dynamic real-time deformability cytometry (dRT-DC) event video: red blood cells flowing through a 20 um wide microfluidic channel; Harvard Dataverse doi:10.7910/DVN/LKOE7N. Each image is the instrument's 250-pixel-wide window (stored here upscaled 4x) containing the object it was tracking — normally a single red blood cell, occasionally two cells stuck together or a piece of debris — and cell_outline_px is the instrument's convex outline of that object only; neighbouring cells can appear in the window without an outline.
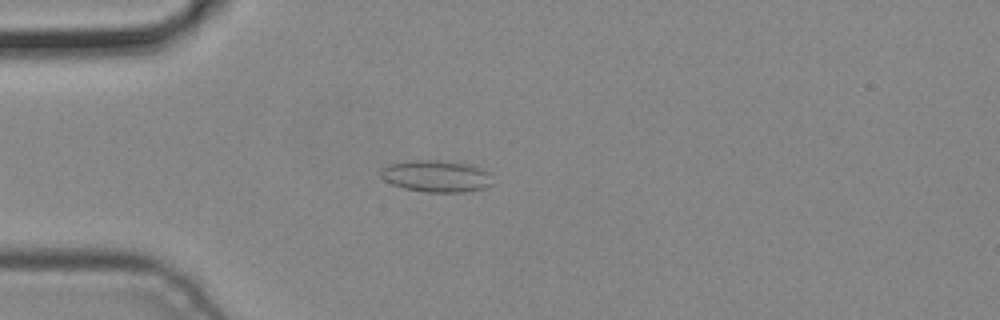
{"species": "common noctule bat (a hibernating species)", "species_latin": "Nyctalus noctula", "temperature_condition": "cold", "stored_images_in_passage": 4, "camera_frame_rate_fps": 3000, "um_per_image_px": 0.085, "animal": {"sex": "male", "body_mass_g": 19.2, "forearm_length_mm": 51.8}, "frame": {"image": 1, "passage_image": 4, "time_ms": 1.0, "image_size_px": [1000, 320], "cell_outline_px": [[492, 184], [484, 188], [464, 192], [424, 192], [404, 188], [392, 184], [384, 180], [380, 176], [380, 172], [388, 164], [412, 160], [440, 160], [472, 164], [488, 172]], "centroid_in_image_um": [37.07, 14.97], "position_along_channel_um": 47.9, "area_um2": 20.75}}